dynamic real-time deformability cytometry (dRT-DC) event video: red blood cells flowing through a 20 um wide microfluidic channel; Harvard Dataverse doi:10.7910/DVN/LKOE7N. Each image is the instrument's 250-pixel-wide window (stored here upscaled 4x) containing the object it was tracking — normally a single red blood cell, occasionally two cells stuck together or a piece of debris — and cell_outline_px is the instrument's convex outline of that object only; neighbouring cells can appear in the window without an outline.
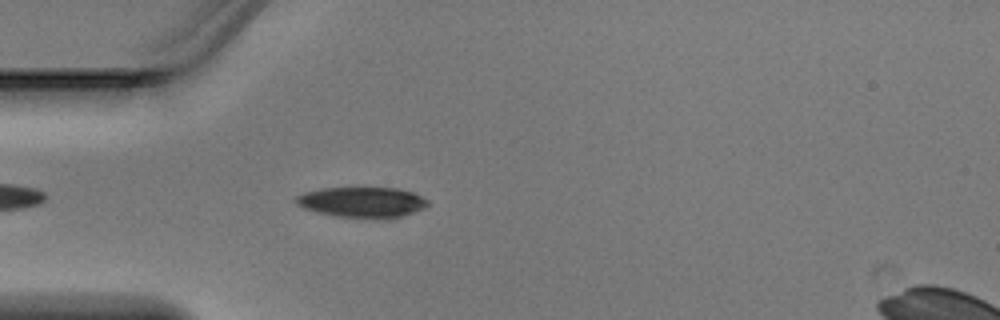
{"species": "Egyptian fruit bat (a non-hibernating species)", "species_latin": "Rousettus aegyptiacus", "temperature_condition": "warm", "stored_images_in_passage": 2, "camera_frame_rate_fps": 3000, "um_per_image_px": 0.085, "animal": {"sex": "male"}, "frame": {"image": 1, "passage_image": 2, "time_ms": 0.333, "image_size_px": [1000, 320], "cell_outline_px": [[428, 204], [424, 208], [400, 216], [380, 220], [340, 216], [316, 212], [304, 208], [296, 204], [296, 196], [304, 192], [320, 188], [400, 188], [412, 192], [428, 200]], "centroid_in_image_um": [30.78, 17.19], "position_along_channel_um": 54.2, "area_um2": 23.47}}